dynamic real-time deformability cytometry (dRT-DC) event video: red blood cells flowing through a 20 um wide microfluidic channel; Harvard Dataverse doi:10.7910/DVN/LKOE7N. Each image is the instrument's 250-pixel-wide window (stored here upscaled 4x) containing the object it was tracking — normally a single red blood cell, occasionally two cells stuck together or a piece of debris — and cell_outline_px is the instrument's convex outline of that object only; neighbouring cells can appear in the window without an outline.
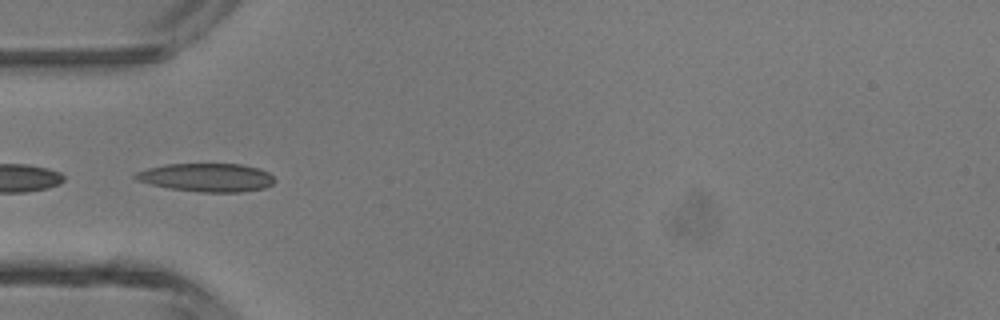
{"species": "common noctule bat (a hibernating species)", "species_latin": "Nyctalus noctula", "temperature_condition": "room temperature", "stored_images_in_passage": 7, "camera_frame_rate_fps": 3000, "um_per_image_px": 0.085, "animal": {"sex": "male", "body_mass_g": 13.3}, "frame": {"image": 1, "passage_image": 3, "time_ms": 0.667, "image_size_px": [1000, 320], "cell_outline_px": [[276, 180], [272, 184], [264, 188], [240, 192], [200, 192], [168, 188], [136, 180], [132, 176], [136, 172], [148, 168], [164, 164], [240, 164], [260, 168], [268, 172]], "centroid_in_image_um": [17.57, 15.08], "position_along_channel_um": 67.4, "area_um2": 23.06}}